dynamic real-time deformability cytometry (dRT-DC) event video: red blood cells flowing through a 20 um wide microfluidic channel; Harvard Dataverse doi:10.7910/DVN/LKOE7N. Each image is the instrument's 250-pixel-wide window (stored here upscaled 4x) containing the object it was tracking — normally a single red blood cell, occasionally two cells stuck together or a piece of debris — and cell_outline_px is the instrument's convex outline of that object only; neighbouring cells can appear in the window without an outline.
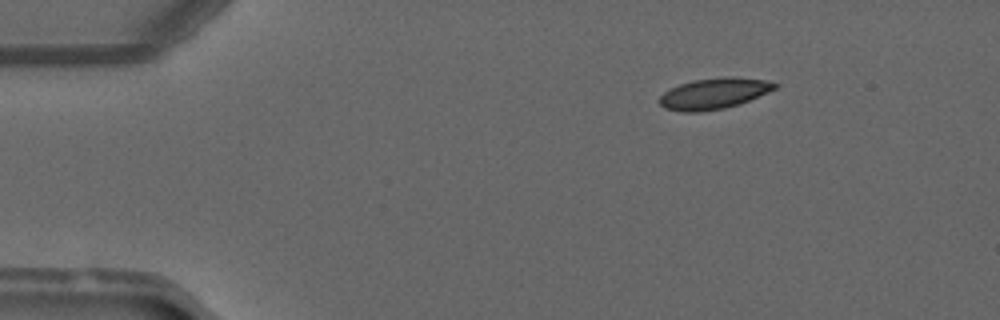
{"species": "common noctule bat (a hibernating species)", "species_latin": "Nyctalus noctula", "temperature_condition": "warm", "stored_images_in_passage": 51, "camera_frame_rate_fps": 3000, "um_per_image_px": 0.085, "animal": {"sex": "male", "forearm_length_mm": 52.5}, "frame": {"image": 1, "passage_image": 8, "time_ms": 2.333, "image_size_px": [1000, 320], "cell_outline_px": [[776, 88], [768, 92], [740, 104], [724, 108], [704, 112], [680, 112], [664, 108], [656, 100], [664, 92], [680, 84], [692, 80], [724, 76], [728, 76], [764, 80], [776, 84]], "centroid_in_image_um": [60.63, 7.96], "position_along_channel_um": 24.4, "area_um2": 20.87}}
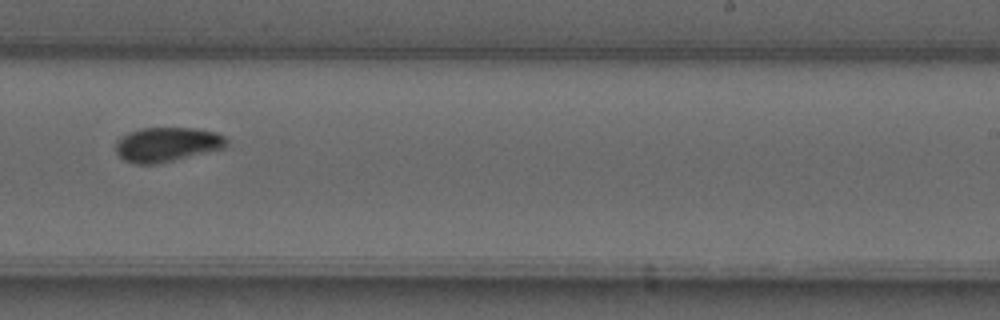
{"frame": {"image": 2, "passage_image": 32, "time_ms": 10.333, "image_size_px": [1000, 320], "cell_outline_px": [[228, 144], [224, 148], [156, 164], [132, 164], [124, 160], [116, 152], [116, 144], [120, 136], [128, 132], [140, 128], [196, 128], [216, 132], [224, 136], [228, 140]], "centroid_in_image_um": [14.18, 12.27], "position_along_channel_um": 274.8, "area_um2": 22.31}}
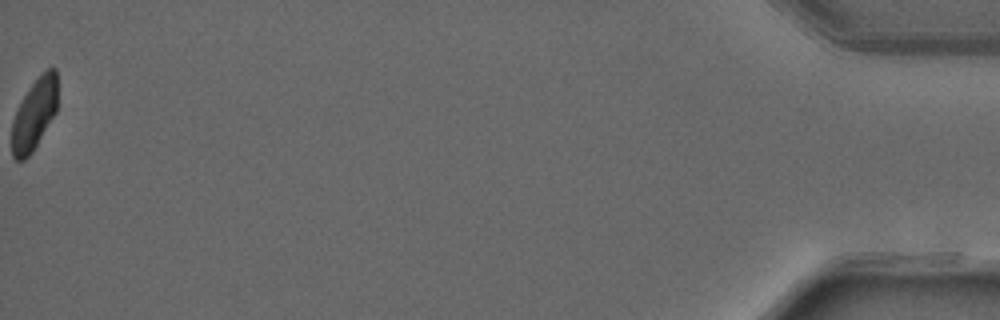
{"frame": {"image": 3, "passage_image": 51, "time_ms": 16.667, "image_size_px": [1000, 320], "cell_outline_px": [[56, 112], [32, 152], [24, 160], [16, 160], [12, 156], [12, 120], [16, 108], [28, 88], [48, 68], [56, 68]], "centroid_in_image_um": [2.88, 9.74], "position_along_channel_um": 432.3, "area_um2": 18.73}, "authors_computed_cell_mechanics": {"area_um2": 21.2126, "velocity_mm_per_s": 4.0998, "shape_relaxation_time_tau1_ms": 5.8295, "shape_relaxation_time_tau2_ms": null, "deformation_change_tau1": 0.1541, "deformation_change_tau2": null}}